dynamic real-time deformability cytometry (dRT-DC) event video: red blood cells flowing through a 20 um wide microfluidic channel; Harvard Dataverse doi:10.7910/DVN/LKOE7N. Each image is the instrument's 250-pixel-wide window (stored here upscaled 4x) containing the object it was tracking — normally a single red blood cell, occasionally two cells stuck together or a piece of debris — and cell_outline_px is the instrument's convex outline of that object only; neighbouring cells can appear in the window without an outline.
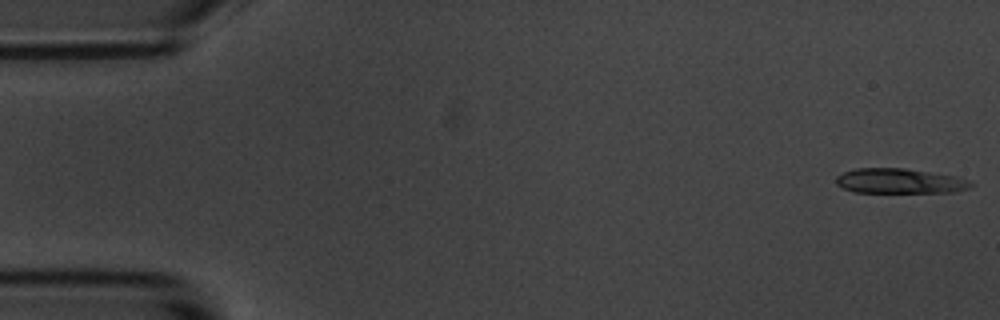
{"species": "common noctule bat (a hibernating species)", "species_latin": "Nyctalus noctula", "temperature_condition": "room temperature", "stored_images_in_passage": 16, "camera_frame_rate_fps": 3000, "um_per_image_px": 0.085, "animal": {"sex": "male", "body_mass_g": 20.1, "forearm_length_mm": 53.5}, "frame": {"image": 1, "passage_image": 1, "time_ms": 0.0, "image_size_px": [1000, 320], "cell_outline_px": [[976, 184], [968, 188], [956, 192], [852, 192], [836, 184], [836, 176], [844, 172], [856, 168], [904, 168], [952, 176], [972, 180]], "centroid_in_image_um": [76.48, 15.39], "position_along_channel_um": 8.5, "area_um2": 19.54}}
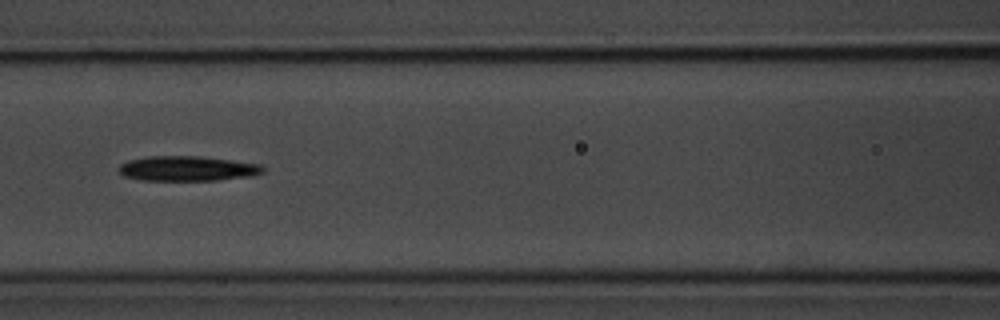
{"frame": {"image": 2, "passage_image": 7, "time_ms": 7.667, "image_size_px": [1000, 320], "cell_outline_px": [[264, 172], [252, 176], [216, 180], [140, 180], [124, 176], [120, 172], [120, 164], [128, 160], [148, 156], [200, 156], [260, 164], [264, 168]], "centroid_in_image_um": [15.93, 14.32], "position_along_channel_um": 150.7, "area_um2": 20.87}}
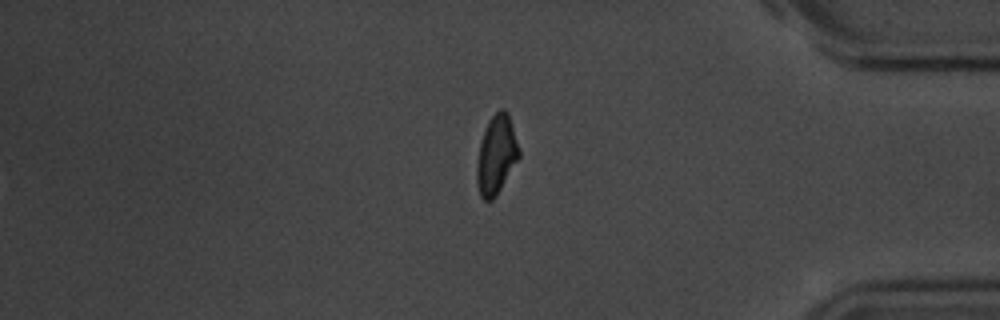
{"frame": {"image": 3, "passage_image": 16, "time_ms": 19.0, "image_size_px": [1000, 320], "cell_outline_px": [[520, 156], [496, 196], [492, 200], [484, 200], [480, 196], [476, 180], [476, 164], [480, 144], [488, 120], [500, 108], [504, 108], [508, 112], [520, 148]], "centroid_in_image_um": [42.19, 13.15], "position_along_channel_um": 393.0, "area_um2": 19.42}, "authors_computed_cell_mechanics": {"area_um2": 20.0566, "velocity_mm_per_s": 3.5198, "shape_relaxation_time_tau1_ms": 4.1943, "shape_relaxation_time_tau2_ms": null, "deformation_change_tau1": 0.0654, "deformation_change_tau2": null}}